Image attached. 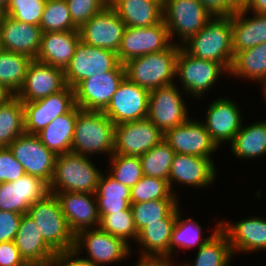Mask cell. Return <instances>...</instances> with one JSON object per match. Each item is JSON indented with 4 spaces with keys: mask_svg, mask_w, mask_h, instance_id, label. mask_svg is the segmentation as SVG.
Segmentation results:
<instances>
[{
    "mask_svg": "<svg viewBox=\"0 0 266 266\" xmlns=\"http://www.w3.org/2000/svg\"><path fill=\"white\" fill-rule=\"evenodd\" d=\"M115 124L103 111L83 110L77 106L71 152L110 158L114 153Z\"/></svg>",
    "mask_w": 266,
    "mask_h": 266,
    "instance_id": "obj_1",
    "label": "cell"
},
{
    "mask_svg": "<svg viewBox=\"0 0 266 266\" xmlns=\"http://www.w3.org/2000/svg\"><path fill=\"white\" fill-rule=\"evenodd\" d=\"M181 47L195 58L217 62L230 71L234 58L231 16L212 17Z\"/></svg>",
    "mask_w": 266,
    "mask_h": 266,
    "instance_id": "obj_2",
    "label": "cell"
},
{
    "mask_svg": "<svg viewBox=\"0 0 266 266\" xmlns=\"http://www.w3.org/2000/svg\"><path fill=\"white\" fill-rule=\"evenodd\" d=\"M180 48L181 45L173 43L164 51L128 60L124 63L125 77L149 91L174 84Z\"/></svg>",
    "mask_w": 266,
    "mask_h": 266,
    "instance_id": "obj_3",
    "label": "cell"
},
{
    "mask_svg": "<svg viewBox=\"0 0 266 266\" xmlns=\"http://www.w3.org/2000/svg\"><path fill=\"white\" fill-rule=\"evenodd\" d=\"M90 157L73 152L57 155L53 177L48 185L49 193L94 194L102 171L93 163Z\"/></svg>",
    "mask_w": 266,
    "mask_h": 266,
    "instance_id": "obj_4",
    "label": "cell"
},
{
    "mask_svg": "<svg viewBox=\"0 0 266 266\" xmlns=\"http://www.w3.org/2000/svg\"><path fill=\"white\" fill-rule=\"evenodd\" d=\"M27 214L37 224L43 240L59 255L75 246V234L70 230L57 197L48 193L32 204Z\"/></svg>",
    "mask_w": 266,
    "mask_h": 266,
    "instance_id": "obj_5",
    "label": "cell"
},
{
    "mask_svg": "<svg viewBox=\"0 0 266 266\" xmlns=\"http://www.w3.org/2000/svg\"><path fill=\"white\" fill-rule=\"evenodd\" d=\"M221 73L227 75L229 71L222 64L195 58L180 48L176 60V77L179 78L182 91L189 97L200 100L219 81Z\"/></svg>",
    "mask_w": 266,
    "mask_h": 266,
    "instance_id": "obj_6",
    "label": "cell"
},
{
    "mask_svg": "<svg viewBox=\"0 0 266 266\" xmlns=\"http://www.w3.org/2000/svg\"><path fill=\"white\" fill-rule=\"evenodd\" d=\"M213 16L199 0H165L163 22L168 29L170 41L178 36L179 45L198 33ZM176 35V36H175Z\"/></svg>",
    "mask_w": 266,
    "mask_h": 266,
    "instance_id": "obj_7",
    "label": "cell"
},
{
    "mask_svg": "<svg viewBox=\"0 0 266 266\" xmlns=\"http://www.w3.org/2000/svg\"><path fill=\"white\" fill-rule=\"evenodd\" d=\"M111 70H125L117 53L80 41L64 70L65 82L74 89L81 81L94 76V74L106 73Z\"/></svg>",
    "mask_w": 266,
    "mask_h": 266,
    "instance_id": "obj_8",
    "label": "cell"
},
{
    "mask_svg": "<svg viewBox=\"0 0 266 266\" xmlns=\"http://www.w3.org/2000/svg\"><path fill=\"white\" fill-rule=\"evenodd\" d=\"M83 249L87 255L84 259L99 266L119 264L131 257L133 252V248L124 240L102 231L99 227L84 229L75 235L73 250L82 255Z\"/></svg>",
    "mask_w": 266,
    "mask_h": 266,
    "instance_id": "obj_9",
    "label": "cell"
},
{
    "mask_svg": "<svg viewBox=\"0 0 266 266\" xmlns=\"http://www.w3.org/2000/svg\"><path fill=\"white\" fill-rule=\"evenodd\" d=\"M178 87V84L174 83L150 91L147 118L163 134L190 118L188 105L182 96L184 92Z\"/></svg>",
    "mask_w": 266,
    "mask_h": 266,
    "instance_id": "obj_10",
    "label": "cell"
},
{
    "mask_svg": "<svg viewBox=\"0 0 266 266\" xmlns=\"http://www.w3.org/2000/svg\"><path fill=\"white\" fill-rule=\"evenodd\" d=\"M9 149L26 174L50 184L57 155L47 149L37 135L24 133L9 145Z\"/></svg>",
    "mask_w": 266,
    "mask_h": 266,
    "instance_id": "obj_11",
    "label": "cell"
},
{
    "mask_svg": "<svg viewBox=\"0 0 266 266\" xmlns=\"http://www.w3.org/2000/svg\"><path fill=\"white\" fill-rule=\"evenodd\" d=\"M171 44L163 20L151 27H126L117 55L124 64L136 57L164 51Z\"/></svg>",
    "mask_w": 266,
    "mask_h": 266,
    "instance_id": "obj_12",
    "label": "cell"
},
{
    "mask_svg": "<svg viewBox=\"0 0 266 266\" xmlns=\"http://www.w3.org/2000/svg\"><path fill=\"white\" fill-rule=\"evenodd\" d=\"M149 95V90L125 77L103 112L115 125L145 119L148 115Z\"/></svg>",
    "mask_w": 266,
    "mask_h": 266,
    "instance_id": "obj_13",
    "label": "cell"
},
{
    "mask_svg": "<svg viewBox=\"0 0 266 266\" xmlns=\"http://www.w3.org/2000/svg\"><path fill=\"white\" fill-rule=\"evenodd\" d=\"M164 139V134L148 118L115 125L114 154H145Z\"/></svg>",
    "mask_w": 266,
    "mask_h": 266,
    "instance_id": "obj_14",
    "label": "cell"
},
{
    "mask_svg": "<svg viewBox=\"0 0 266 266\" xmlns=\"http://www.w3.org/2000/svg\"><path fill=\"white\" fill-rule=\"evenodd\" d=\"M235 102L228 97H218L210 103L204 114L205 122L202 123L218 148L222 143H231L242 125H245L241 109Z\"/></svg>",
    "mask_w": 266,
    "mask_h": 266,
    "instance_id": "obj_15",
    "label": "cell"
},
{
    "mask_svg": "<svg viewBox=\"0 0 266 266\" xmlns=\"http://www.w3.org/2000/svg\"><path fill=\"white\" fill-rule=\"evenodd\" d=\"M217 173L213 158L176 153L169 171L168 184L172 193L178 195L173 189L175 183L201 189L213 184Z\"/></svg>",
    "mask_w": 266,
    "mask_h": 266,
    "instance_id": "obj_16",
    "label": "cell"
},
{
    "mask_svg": "<svg viewBox=\"0 0 266 266\" xmlns=\"http://www.w3.org/2000/svg\"><path fill=\"white\" fill-rule=\"evenodd\" d=\"M124 78L125 70L94 74L74 88L75 104L83 110L104 111Z\"/></svg>",
    "mask_w": 266,
    "mask_h": 266,
    "instance_id": "obj_17",
    "label": "cell"
},
{
    "mask_svg": "<svg viewBox=\"0 0 266 266\" xmlns=\"http://www.w3.org/2000/svg\"><path fill=\"white\" fill-rule=\"evenodd\" d=\"M125 28V23L108 5L82 25L78 31L82 42L117 53Z\"/></svg>",
    "mask_w": 266,
    "mask_h": 266,
    "instance_id": "obj_18",
    "label": "cell"
},
{
    "mask_svg": "<svg viewBox=\"0 0 266 266\" xmlns=\"http://www.w3.org/2000/svg\"><path fill=\"white\" fill-rule=\"evenodd\" d=\"M175 153L211 158L219 148L212 141L202 120L190 118L164 133L163 139Z\"/></svg>",
    "mask_w": 266,
    "mask_h": 266,
    "instance_id": "obj_19",
    "label": "cell"
},
{
    "mask_svg": "<svg viewBox=\"0 0 266 266\" xmlns=\"http://www.w3.org/2000/svg\"><path fill=\"white\" fill-rule=\"evenodd\" d=\"M75 105L74 89L68 85L43 99L23 103L25 133L36 135L55 118L68 113Z\"/></svg>",
    "mask_w": 266,
    "mask_h": 266,
    "instance_id": "obj_20",
    "label": "cell"
},
{
    "mask_svg": "<svg viewBox=\"0 0 266 266\" xmlns=\"http://www.w3.org/2000/svg\"><path fill=\"white\" fill-rule=\"evenodd\" d=\"M66 86L64 70L33 59L16 96L22 103L33 102L57 93Z\"/></svg>",
    "mask_w": 266,
    "mask_h": 266,
    "instance_id": "obj_21",
    "label": "cell"
},
{
    "mask_svg": "<svg viewBox=\"0 0 266 266\" xmlns=\"http://www.w3.org/2000/svg\"><path fill=\"white\" fill-rule=\"evenodd\" d=\"M48 193L45 181L25 174L14 182L0 183V210L26 214L32 204Z\"/></svg>",
    "mask_w": 266,
    "mask_h": 266,
    "instance_id": "obj_22",
    "label": "cell"
},
{
    "mask_svg": "<svg viewBox=\"0 0 266 266\" xmlns=\"http://www.w3.org/2000/svg\"><path fill=\"white\" fill-rule=\"evenodd\" d=\"M220 228L226 233L233 255L266 251V219L250 216L235 222L221 219Z\"/></svg>",
    "mask_w": 266,
    "mask_h": 266,
    "instance_id": "obj_23",
    "label": "cell"
},
{
    "mask_svg": "<svg viewBox=\"0 0 266 266\" xmlns=\"http://www.w3.org/2000/svg\"><path fill=\"white\" fill-rule=\"evenodd\" d=\"M39 25L20 22L2 14L0 18V46L2 50L20 53L35 59L42 40Z\"/></svg>",
    "mask_w": 266,
    "mask_h": 266,
    "instance_id": "obj_24",
    "label": "cell"
},
{
    "mask_svg": "<svg viewBox=\"0 0 266 266\" xmlns=\"http://www.w3.org/2000/svg\"><path fill=\"white\" fill-rule=\"evenodd\" d=\"M61 206L70 230L76 235L84 229L98 228L100 216L95 194L77 192H50Z\"/></svg>",
    "mask_w": 266,
    "mask_h": 266,
    "instance_id": "obj_25",
    "label": "cell"
},
{
    "mask_svg": "<svg viewBox=\"0 0 266 266\" xmlns=\"http://www.w3.org/2000/svg\"><path fill=\"white\" fill-rule=\"evenodd\" d=\"M21 257L32 266H51L55 264L58 254L43 240L37 224L22 214L15 240Z\"/></svg>",
    "mask_w": 266,
    "mask_h": 266,
    "instance_id": "obj_26",
    "label": "cell"
},
{
    "mask_svg": "<svg viewBox=\"0 0 266 266\" xmlns=\"http://www.w3.org/2000/svg\"><path fill=\"white\" fill-rule=\"evenodd\" d=\"M176 219L177 206L161 222L150 223L138 232L136 244L140 246V257L170 261V241Z\"/></svg>",
    "mask_w": 266,
    "mask_h": 266,
    "instance_id": "obj_27",
    "label": "cell"
},
{
    "mask_svg": "<svg viewBox=\"0 0 266 266\" xmlns=\"http://www.w3.org/2000/svg\"><path fill=\"white\" fill-rule=\"evenodd\" d=\"M80 41L78 30L43 32L35 60L65 70Z\"/></svg>",
    "mask_w": 266,
    "mask_h": 266,
    "instance_id": "obj_28",
    "label": "cell"
},
{
    "mask_svg": "<svg viewBox=\"0 0 266 266\" xmlns=\"http://www.w3.org/2000/svg\"><path fill=\"white\" fill-rule=\"evenodd\" d=\"M237 10L231 15L234 55L266 42V14Z\"/></svg>",
    "mask_w": 266,
    "mask_h": 266,
    "instance_id": "obj_29",
    "label": "cell"
},
{
    "mask_svg": "<svg viewBox=\"0 0 266 266\" xmlns=\"http://www.w3.org/2000/svg\"><path fill=\"white\" fill-rule=\"evenodd\" d=\"M126 27H151L163 20V7L151 0H109Z\"/></svg>",
    "mask_w": 266,
    "mask_h": 266,
    "instance_id": "obj_30",
    "label": "cell"
},
{
    "mask_svg": "<svg viewBox=\"0 0 266 266\" xmlns=\"http://www.w3.org/2000/svg\"><path fill=\"white\" fill-rule=\"evenodd\" d=\"M228 76L251 80L266 89V42L234 55Z\"/></svg>",
    "mask_w": 266,
    "mask_h": 266,
    "instance_id": "obj_31",
    "label": "cell"
},
{
    "mask_svg": "<svg viewBox=\"0 0 266 266\" xmlns=\"http://www.w3.org/2000/svg\"><path fill=\"white\" fill-rule=\"evenodd\" d=\"M77 119V105L68 113L58 116L36 135L43 145L56 155L71 152L75 122Z\"/></svg>",
    "mask_w": 266,
    "mask_h": 266,
    "instance_id": "obj_32",
    "label": "cell"
},
{
    "mask_svg": "<svg viewBox=\"0 0 266 266\" xmlns=\"http://www.w3.org/2000/svg\"><path fill=\"white\" fill-rule=\"evenodd\" d=\"M94 194L100 219L104 215L127 210L131 205V189L112 178L107 172L101 173Z\"/></svg>",
    "mask_w": 266,
    "mask_h": 266,
    "instance_id": "obj_33",
    "label": "cell"
},
{
    "mask_svg": "<svg viewBox=\"0 0 266 266\" xmlns=\"http://www.w3.org/2000/svg\"><path fill=\"white\" fill-rule=\"evenodd\" d=\"M179 206L180 204L177 205V219L172 230L170 241V262L173 265L175 261L172 259L175 257L173 254L176 249H184L183 251L185 252L187 249H193L195 246L199 248L220 228V221H217L214 229L212 228L213 231L211 234L203 238L202 235H204V232L202 231L201 224L190 217L183 219V214H181L180 210L181 206Z\"/></svg>",
    "mask_w": 266,
    "mask_h": 266,
    "instance_id": "obj_34",
    "label": "cell"
},
{
    "mask_svg": "<svg viewBox=\"0 0 266 266\" xmlns=\"http://www.w3.org/2000/svg\"><path fill=\"white\" fill-rule=\"evenodd\" d=\"M229 145L233 155L242 160L266 155V120L242 125Z\"/></svg>",
    "mask_w": 266,
    "mask_h": 266,
    "instance_id": "obj_35",
    "label": "cell"
},
{
    "mask_svg": "<svg viewBox=\"0 0 266 266\" xmlns=\"http://www.w3.org/2000/svg\"><path fill=\"white\" fill-rule=\"evenodd\" d=\"M233 256L227 235L219 228L198 248L193 263L186 261L179 266H230Z\"/></svg>",
    "mask_w": 266,
    "mask_h": 266,
    "instance_id": "obj_36",
    "label": "cell"
},
{
    "mask_svg": "<svg viewBox=\"0 0 266 266\" xmlns=\"http://www.w3.org/2000/svg\"><path fill=\"white\" fill-rule=\"evenodd\" d=\"M25 133L24 107L15 95L0 105V148L9 145Z\"/></svg>",
    "mask_w": 266,
    "mask_h": 266,
    "instance_id": "obj_37",
    "label": "cell"
},
{
    "mask_svg": "<svg viewBox=\"0 0 266 266\" xmlns=\"http://www.w3.org/2000/svg\"><path fill=\"white\" fill-rule=\"evenodd\" d=\"M33 59L27 55L0 50V83L15 95L22 87L28 65Z\"/></svg>",
    "mask_w": 266,
    "mask_h": 266,
    "instance_id": "obj_38",
    "label": "cell"
},
{
    "mask_svg": "<svg viewBox=\"0 0 266 266\" xmlns=\"http://www.w3.org/2000/svg\"><path fill=\"white\" fill-rule=\"evenodd\" d=\"M175 151L162 140L140 156L143 175L168 181Z\"/></svg>",
    "mask_w": 266,
    "mask_h": 266,
    "instance_id": "obj_39",
    "label": "cell"
},
{
    "mask_svg": "<svg viewBox=\"0 0 266 266\" xmlns=\"http://www.w3.org/2000/svg\"><path fill=\"white\" fill-rule=\"evenodd\" d=\"M179 199H157L131 203L134 223L139 232L150 223L161 222L180 202Z\"/></svg>",
    "mask_w": 266,
    "mask_h": 266,
    "instance_id": "obj_40",
    "label": "cell"
},
{
    "mask_svg": "<svg viewBox=\"0 0 266 266\" xmlns=\"http://www.w3.org/2000/svg\"><path fill=\"white\" fill-rule=\"evenodd\" d=\"M108 159L110 166L106 172L130 189L143 177L140 157L113 153Z\"/></svg>",
    "mask_w": 266,
    "mask_h": 266,
    "instance_id": "obj_41",
    "label": "cell"
},
{
    "mask_svg": "<svg viewBox=\"0 0 266 266\" xmlns=\"http://www.w3.org/2000/svg\"><path fill=\"white\" fill-rule=\"evenodd\" d=\"M39 26L42 32L78 30L66 0H46Z\"/></svg>",
    "mask_w": 266,
    "mask_h": 266,
    "instance_id": "obj_42",
    "label": "cell"
},
{
    "mask_svg": "<svg viewBox=\"0 0 266 266\" xmlns=\"http://www.w3.org/2000/svg\"><path fill=\"white\" fill-rule=\"evenodd\" d=\"M99 228L112 236L124 240L131 247L132 244L130 241L134 240L136 242L138 236L130 207L121 212L104 215L100 219Z\"/></svg>",
    "mask_w": 266,
    "mask_h": 266,
    "instance_id": "obj_43",
    "label": "cell"
},
{
    "mask_svg": "<svg viewBox=\"0 0 266 266\" xmlns=\"http://www.w3.org/2000/svg\"><path fill=\"white\" fill-rule=\"evenodd\" d=\"M178 197L172 193L167 180L145 175L131 188V203L157 199H181Z\"/></svg>",
    "mask_w": 266,
    "mask_h": 266,
    "instance_id": "obj_44",
    "label": "cell"
},
{
    "mask_svg": "<svg viewBox=\"0 0 266 266\" xmlns=\"http://www.w3.org/2000/svg\"><path fill=\"white\" fill-rule=\"evenodd\" d=\"M46 0H9L3 14L17 21L39 25Z\"/></svg>",
    "mask_w": 266,
    "mask_h": 266,
    "instance_id": "obj_45",
    "label": "cell"
},
{
    "mask_svg": "<svg viewBox=\"0 0 266 266\" xmlns=\"http://www.w3.org/2000/svg\"><path fill=\"white\" fill-rule=\"evenodd\" d=\"M73 24L79 29L109 5V0H66Z\"/></svg>",
    "mask_w": 266,
    "mask_h": 266,
    "instance_id": "obj_46",
    "label": "cell"
},
{
    "mask_svg": "<svg viewBox=\"0 0 266 266\" xmlns=\"http://www.w3.org/2000/svg\"><path fill=\"white\" fill-rule=\"evenodd\" d=\"M25 174L24 167L14 158L9 147L0 148V183L14 182Z\"/></svg>",
    "mask_w": 266,
    "mask_h": 266,
    "instance_id": "obj_47",
    "label": "cell"
},
{
    "mask_svg": "<svg viewBox=\"0 0 266 266\" xmlns=\"http://www.w3.org/2000/svg\"><path fill=\"white\" fill-rule=\"evenodd\" d=\"M22 214L0 210V243L14 241Z\"/></svg>",
    "mask_w": 266,
    "mask_h": 266,
    "instance_id": "obj_48",
    "label": "cell"
},
{
    "mask_svg": "<svg viewBox=\"0 0 266 266\" xmlns=\"http://www.w3.org/2000/svg\"><path fill=\"white\" fill-rule=\"evenodd\" d=\"M14 241L0 243V266H26Z\"/></svg>",
    "mask_w": 266,
    "mask_h": 266,
    "instance_id": "obj_49",
    "label": "cell"
},
{
    "mask_svg": "<svg viewBox=\"0 0 266 266\" xmlns=\"http://www.w3.org/2000/svg\"><path fill=\"white\" fill-rule=\"evenodd\" d=\"M213 17H229L236 10L227 0H199Z\"/></svg>",
    "mask_w": 266,
    "mask_h": 266,
    "instance_id": "obj_50",
    "label": "cell"
},
{
    "mask_svg": "<svg viewBox=\"0 0 266 266\" xmlns=\"http://www.w3.org/2000/svg\"><path fill=\"white\" fill-rule=\"evenodd\" d=\"M55 265L56 266H99L93 263L92 261L84 259L83 256L79 255L74 250L59 254L55 261Z\"/></svg>",
    "mask_w": 266,
    "mask_h": 266,
    "instance_id": "obj_51",
    "label": "cell"
},
{
    "mask_svg": "<svg viewBox=\"0 0 266 266\" xmlns=\"http://www.w3.org/2000/svg\"><path fill=\"white\" fill-rule=\"evenodd\" d=\"M134 266H174L164 258L139 257Z\"/></svg>",
    "mask_w": 266,
    "mask_h": 266,
    "instance_id": "obj_52",
    "label": "cell"
},
{
    "mask_svg": "<svg viewBox=\"0 0 266 266\" xmlns=\"http://www.w3.org/2000/svg\"><path fill=\"white\" fill-rule=\"evenodd\" d=\"M244 10L253 13L266 14V0H250Z\"/></svg>",
    "mask_w": 266,
    "mask_h": 266,
    "instance_id": "obj_53",
    "label": "cell"
},
{
    "mask_svg": "<svg viewBox=\"0 0 266 266\" xmlns=\"http://www.w3.org/2000/svg\"><path fill=\"white\" fill-rule=\"evenodd\" d=\"M14 96L15 94L10 89L0 83V105L6 103Z\"/></svg>",
    "mask_w": 266,
    "mask_h": 266,
    "instance_id": "obj_54",
    "label": "cell"
},
{
    "mask_svg": "<svg viewBox=\"0 0 266 266\" xmlns=\"http://www.w3.org/2000/svg\"><path fill=\"white\" fill-rule=\"evenodd\" d=\"M228 3L237 11L247 7L250 0H227Z\"/></svg>",
    "mask_w": 266,
    "mask_h": 266,
    "instance_id": "obj_55",
    "label": "cell"
},
{
    "mask_svg": "<svg viewBox=\"0 0 266 266\" xmlns=\"http://www.w3.org/2000/svg\"><path fill=\"white\" fill-rule=\"evenodd\" d=\"M9 0H0V11L2 13L5 12L7 5H8Z\"/></svg>",
    "mask_w": 266,
    "mask_h": 266,
    "instance_id": "obj_56",
    "label": "cell"
},
{
    "mask_svg": "<svg viewBox=\"0 0 266 266\" xmlns=\"http://www.w3.org/2000/svg\"><path fill=\"white\" fill-rule=\"evenodd\" d=\"M151 1L159 3L162 7H163V5L165 3V0H151Z\"/></svg>",
    "mask_w": 266,
    "mask_h": 266,
    "instance_id": "obj_57",
    "label": "cell"
},
{
    "mask_svg": "<svg viewBox=\"0 0 266 266\" xmlns=\"http://www.w3.org/2000/svg\"><path fill=\"white\" fill-rule=\"evenodd\" d=\"M261 93L263 95V98H265L264 100L266 101V89L263 92H261Z\"/></svg>",
    "mask_w": 266,
    "mask_h": 266,
    "instance_id": "obj_58",
    "label": "cell"
}]
</instances>
